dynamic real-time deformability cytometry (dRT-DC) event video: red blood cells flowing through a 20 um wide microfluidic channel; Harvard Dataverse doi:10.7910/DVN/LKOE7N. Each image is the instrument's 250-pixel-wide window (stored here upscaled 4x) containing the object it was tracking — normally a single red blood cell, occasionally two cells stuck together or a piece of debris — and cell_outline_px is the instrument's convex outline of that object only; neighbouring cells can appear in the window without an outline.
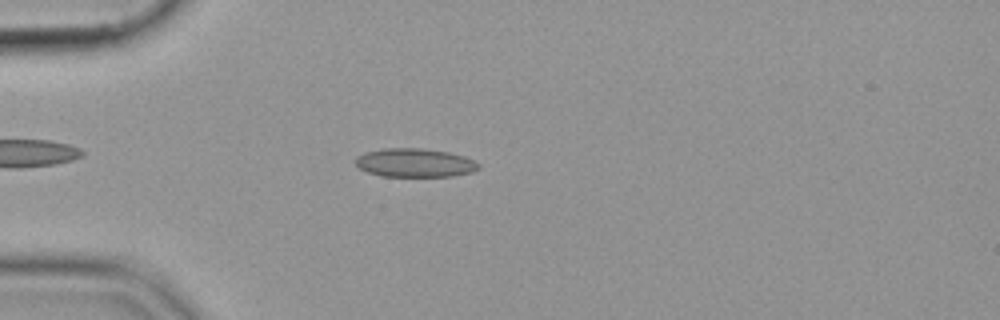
{"species": "common noctule bat (a hibernating species)", "species_latin": "Nyctalus noctula", "temperature_condition": "cold", "stored_images_in_passage": 46, "camera_frame_rate_fps": 3000, "um_per_image_px": 0.085, "animal": {"sex": "female", "body_mass_g": 19.9}, "frame": {"image": 1, "passage_image": 7, "time_ms": 2.0, "image_size_px": [1000, 320], "cell_outline_px": [[480, 168], [472, 172], [452, 176], [380, 176], [368, 172], [360, 168], [356, 164], [356, 156], [368, 152], [384, 148], [420, 148], [448, 152], [464, 156], [480, 164]], "centroid_in_image_um": [35.27, 13.84], "position_along_channel_um": 49.7, "area_um2": 20.4}}
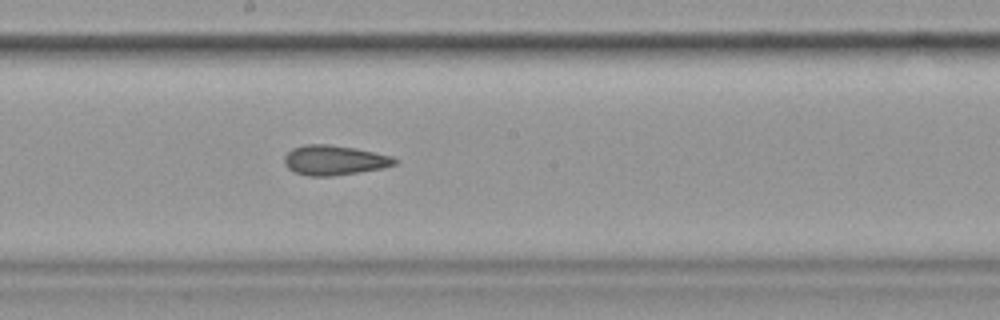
{"frame": {"image": 2, "passage_image": 22, "time_ms": 7.0, "image_size_px": [1000, 320], "cell_outline_px": [[400, 160], [396, 164], [380, 168], [332, 176], [308, 176], [296, 172], [288, 168], [284, 164], [284, 156], [292, 148], [304, 144], [328, 144], [356, 148], [392, 156]], "centroid_in_image_um": [28.4, 13.6], "position_along_channel_um": 219.8, "area_um2": 19.13}}
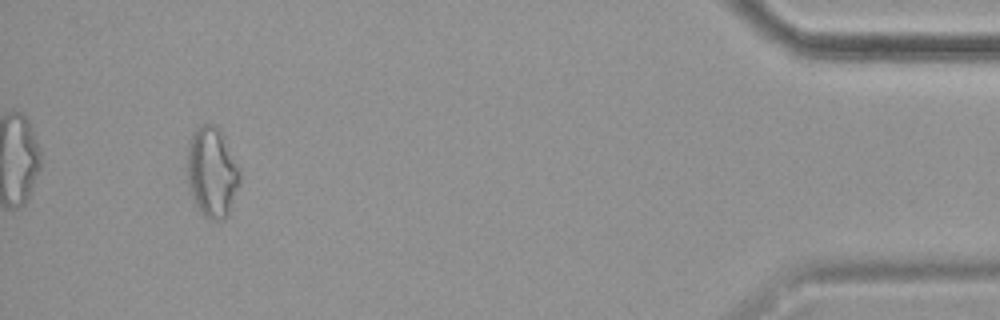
{"frame": {"image": 3, "passage_image": 43, "time_ms": 14.0, "image_size_px": [1000, 320], "cell_outline_px": [[240, 184], [228, 216], [224, 220], [212, 220], [204, 216], [200, 212], [188, 192], [188, 148], [192, 136], [196, 128], [200, 124], [212, 124], [224, 136], [240, 168]], "centroid_in_image_um": [18.04, 14.69], "position_along_channel_um": 417.2, "area_um2": 27.86}}